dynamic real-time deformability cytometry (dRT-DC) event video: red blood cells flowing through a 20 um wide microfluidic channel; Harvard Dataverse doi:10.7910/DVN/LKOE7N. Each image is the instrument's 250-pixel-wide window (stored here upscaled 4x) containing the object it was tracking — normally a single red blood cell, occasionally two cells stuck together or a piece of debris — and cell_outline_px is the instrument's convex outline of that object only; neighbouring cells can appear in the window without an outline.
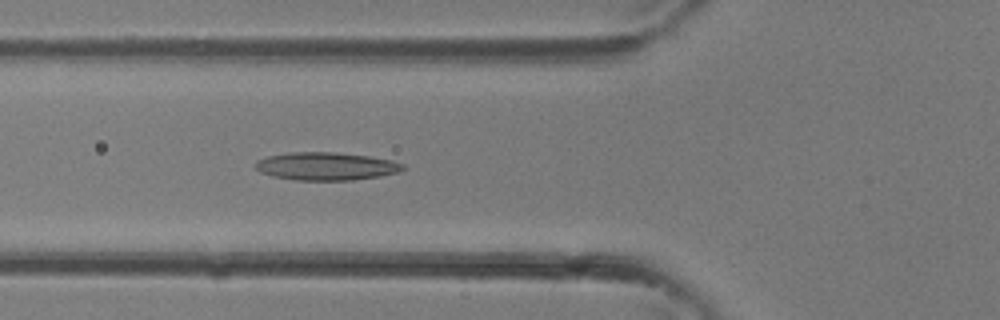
{"species": "common noctule bat (a hibernating species)", "species_latin": "Nyctalus noctula", "temperature_condition": "room temperature", "stored_images_in_passage": 27, "camera_frame_rate_fps": 3000, "um_per_image_px": 0.085, "animal": {"sex": "female"}, "frame": {"image": 1, "passage_image": 13, "time_ms": 4.0, "image_size_px": [1000, 320], "cell_outline_px": [[408, 168], [400, 172], [380, 176], [352, 180], [296, 180], [272, 176], [260, 172], [256, 168], [256, 160], [268, 156], [288, 152], [336, 152], [368, 156], [392, 160], [404, 164]], "centroid_in_image_um": [27.76, 14.13], "position_along_channel_um": 98.0, "area_um2": 24.16}}
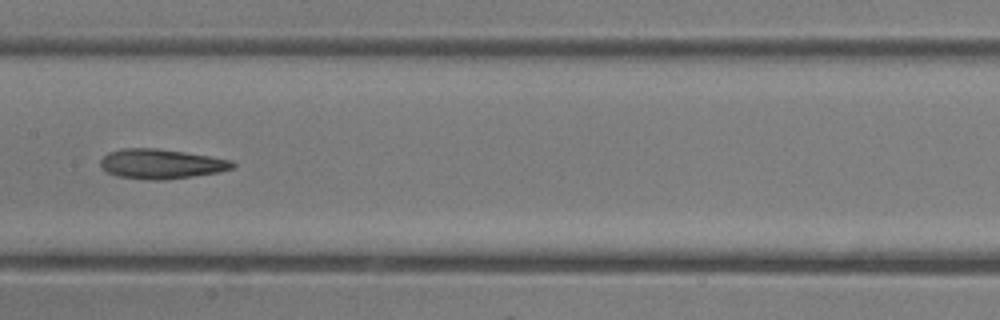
{"frame": {"image": 2, "passage_image": 18, "time_ms": 5.667, "image_size_px": [1000, 320], "cell_outline_px": [[236, 164], [232, 168], [216, 172], [192, 176], [164, 180], [148, 180], [116, 176], [108, 172], [100, 164], [100, 160], [108, 152], [120, 148], [156, 148], [184, 152], [232, 160]], "centroid_in_image_um": [13.66, 13.93], "position_along_channel_um": 193.7, "area_um2": 22.72}}
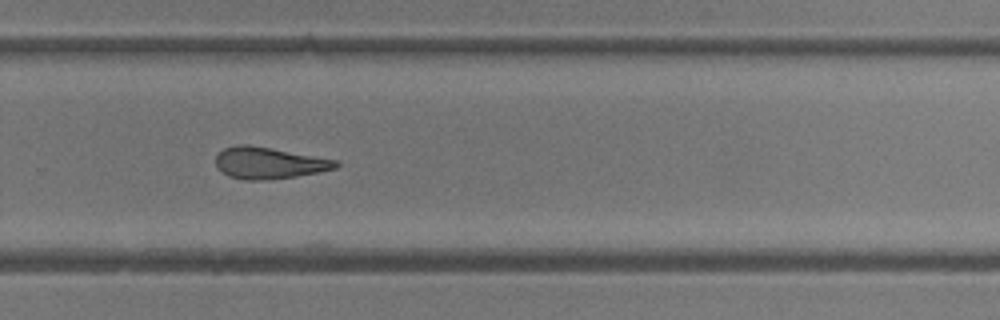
{"frame": {"image": 3, "passage_image": 24, "time_ms": 7.667, "image_size_px": [1000, 320], "cell_outline_px": [[340, 164], [336, 168], [296, 176], [264, 180], [244, 180], [228, 176], [220, 172], [216, 168], [216, 156], [224, 148], [236, 144], [248, 144], [336, 160]], "centroid_in_image_um": [22.79, 13.85], "position_along_channel_um": 307.0, "area_um2": 21.96}}